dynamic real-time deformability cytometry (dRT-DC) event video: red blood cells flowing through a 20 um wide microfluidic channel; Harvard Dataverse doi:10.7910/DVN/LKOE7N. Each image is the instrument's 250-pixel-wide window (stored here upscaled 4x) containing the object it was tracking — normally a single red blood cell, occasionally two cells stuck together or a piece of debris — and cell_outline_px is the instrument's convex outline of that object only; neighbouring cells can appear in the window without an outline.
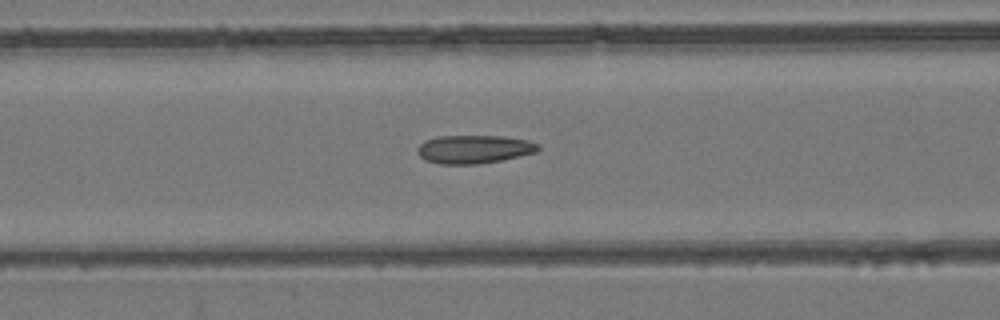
{"species": "common noctule bat (a hibernating species)", "species_latin": "Nyctalus noctula", "temperature_condition": "room temperature", "stored_images_in_passage": 55, "camera_frame_rate_fps": 3000, "um_per_image_px": 0.085, "animal": {"sex": "female", "body_mass_g": 24.6, "forearm_length_mm": 56.2}, "frame": {"image": 1, "passage_image": 23, "time_ms": 7.333, "image_size_px": [1000, 320], "cell_outline_px": [[540, 148], [536, 152], [504, 160], [476, 164], [440, 164], [424, 160], [416, 152], [420, 144], [424, 140], [436, 136], [504, 136], [528, 140], [540, 144]], "centroid_in_image_um": [40.29, 12.68], "position_along_channel_um": 126.3, "area_um2": 20.17}}
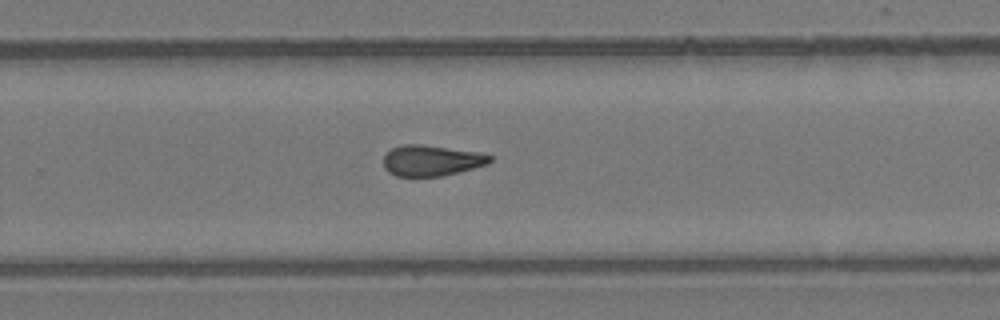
{"frame": {"image": 2, "passage_image": 36, "time_ms": 11.667, "image_size_px": [1000, 320], "cell_outline_px": [[492, 160], [488, 164], [440, 176], [396, 176], [388, 172], [384, 168], [384, 156], [392, 148], [400, 144], [420, 144], [480, 152], [492, 156]], "centroid_in_image_um": [36.65, 13.63], "position_along_channel_um": 293.1, "area_um2": 19.02}}
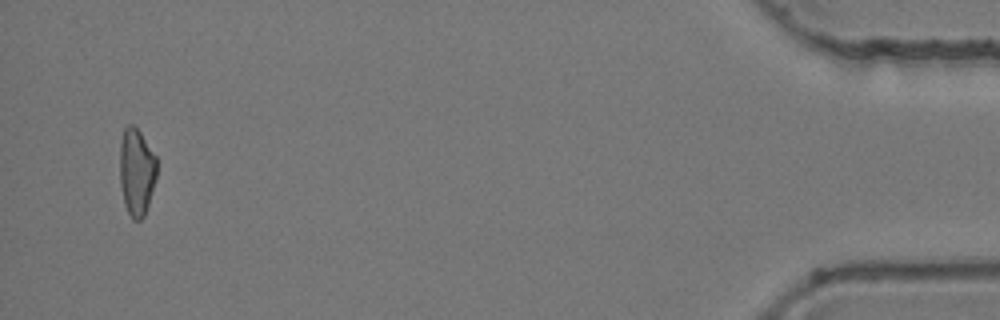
{"frame": {"image": 3, "passage_image": 53, "time_ms": 17.333, "image_size_px": [1000, 320], "cell_outline_px": [[156, 180], [144, 216], [140, 220], [132, 220], [124, 204], [120, 184], [120, 144], [124, 128], [128, 124], [132, 124], [140, 132], [156, 156]], "centroid_in_image_um": [11.6, 14.61], "position_along_channel_um": 423.6, "area_um2": 18.84}, "authors_computed_cell_mechanics": {"area_um2": 19.8832, "velocity_mm_per_s": 3.8537, "shape_relaxation_time_tau1_ms": null, "shape_relaxation_time_tau2_ms": 3.2661, "deformation_change_tau1": null, "deformation_change_tau2": 0.1079}}